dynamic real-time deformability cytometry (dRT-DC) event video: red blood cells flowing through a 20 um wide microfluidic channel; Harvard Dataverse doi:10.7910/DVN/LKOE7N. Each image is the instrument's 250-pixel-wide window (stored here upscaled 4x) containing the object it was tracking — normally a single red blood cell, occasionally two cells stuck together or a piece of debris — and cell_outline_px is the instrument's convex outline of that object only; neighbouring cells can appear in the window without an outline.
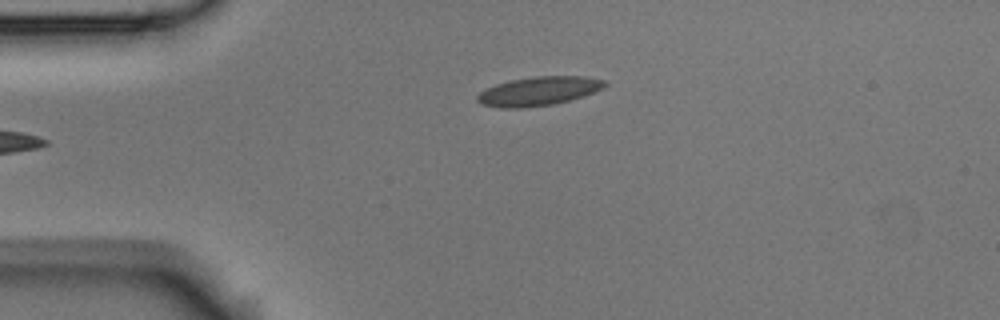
{"species": "Egyptian fruit bat (a non-hibernating species)", "species_latin": "Rousettus aegyptiacus", "temperature_condition": "room temperature", "stored_images_in_passage": 4, "camera_frame_rate_fps": 3000, "um_per_image_px": 0.085, "animal": {"sex": "male"}, "frame": {"image": 1, "passage_image": 4, "time_ms": 1.0, "image_size_px": [1000, 320], "cell_outline_px": [[608, 84], [604, 88], [568, 100], [552, 104], [524, 108], [500, 108], [480, 104], [476, 100], [476, 96], [480, 92], [496, 84], [512, 80], [536, 76], [584, 76], [604, 80]], "centroid_in_image_um": [45.75, 7.75], "position_along_channel_um": 39.2, "area_um2": 21.27}}